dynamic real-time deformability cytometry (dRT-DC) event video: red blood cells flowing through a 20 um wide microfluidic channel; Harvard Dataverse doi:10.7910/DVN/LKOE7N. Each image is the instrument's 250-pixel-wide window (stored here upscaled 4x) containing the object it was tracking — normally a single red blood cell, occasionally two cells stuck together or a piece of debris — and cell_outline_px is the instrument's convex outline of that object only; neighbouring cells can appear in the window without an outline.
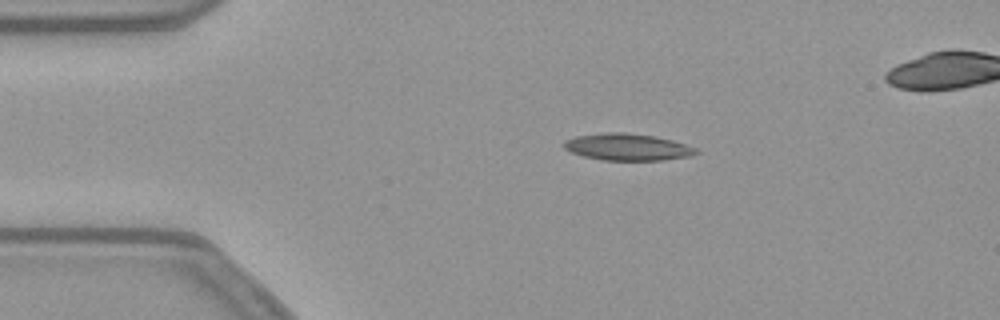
{"species": "common noctule bat (a hibernating species)", "species_latin": "Nyctalus noctula", "temperature_condition": "warm", "stored_images_in_passage": 41, "camera_frame_rate_fps": 3000, "um_per_image_px": 0.085, "animal": {"sex": "female", "body_mass_g": 21.9}, "frame": {"image": 1, "passage_image": 1, "time_ms": 0.0, "image_size_px": [1000, 320], "cell_outline_px": [[700, 152], [692, 156], [664, 160], [604, 160], [584, 156], [572, 152], [564, 148], [564, 140], [576, 136], [604, 132], [624, 132], [656, 136], [672, 140], [696, 148]], "centroid_in_image_um": [53.36, 12.49], "position_along_channel_um": 31.6, "area_um2": 20.69}}
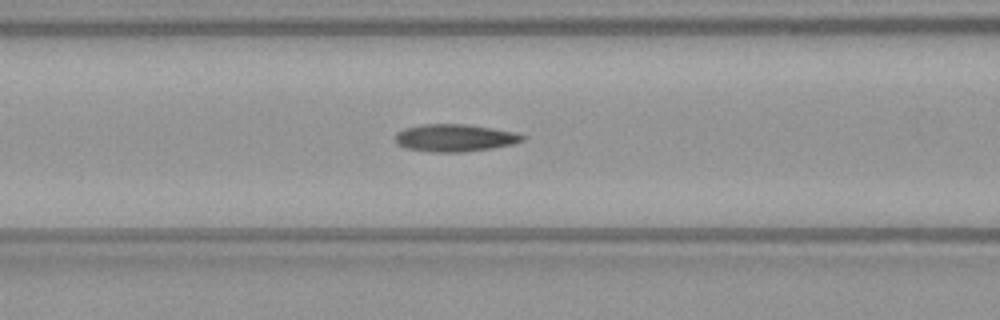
{"frame": {"image": 2, "passage_image": 12, "time_ms": 3.667, "image_size_px": [1000, 320], "cell_outline_px": [[528, 136], [524, 140], [512, 144], [492, 148], [464, 152], [432, 152], [408, 148], [396, 144], [396, 132], [404, 128], [420, 124], [464, 124], [516, 132]], "centroid_in_image_um": [38.66, 11.71], "position_along_channel_um": 127.9, "area_um2": 20.35}}
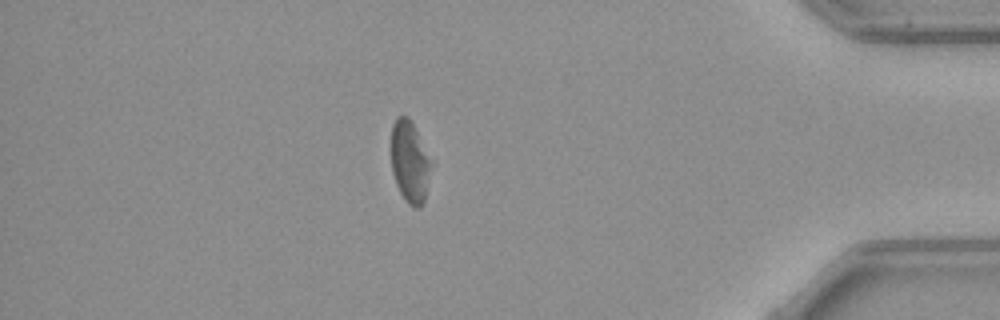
{"frame": {"image": 3, "passage_image": 37, "time_ms": 12.0, "image_size_px": [1000, 320], "cell_outline_px": [[428, 168], [424, 204], [420, 208], [416, 208], [408, 204], [404, 200], [396, 184], [392, 172], [392, 124], [396, 116], [408, 116], [416, 132], [428, 160]], "centroid_in_image_um": [34.76, 13.79], "position_along_channel_um": 400.4, "area_um2": 17.98}}